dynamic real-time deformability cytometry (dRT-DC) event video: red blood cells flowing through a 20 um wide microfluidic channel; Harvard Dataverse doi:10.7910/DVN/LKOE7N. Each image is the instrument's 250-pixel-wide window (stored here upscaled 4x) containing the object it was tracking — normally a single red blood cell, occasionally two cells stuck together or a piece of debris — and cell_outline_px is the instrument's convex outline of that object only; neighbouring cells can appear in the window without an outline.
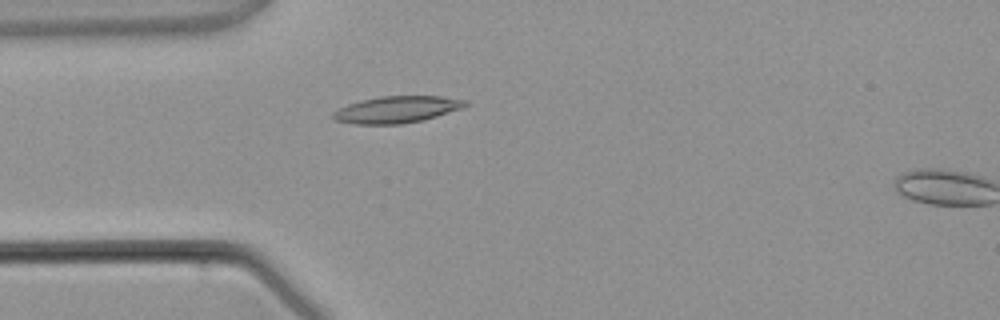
{"species": "common noctule bat (a hibernating species)", "species_latin": "Nyctalus noctula", "temperature_condition": "warm", "stored_images_in_passage": 4, "camera_frame_rate_fps": 3000, "um_per_image_px": 0.085, "animal": {"sex": "male", "body_mass_g": 21.5, "forearm_length_mm": 52.0}, "frame": {"image": 1, "passage_image": 3, "time_ms": 3.333, "image_size_px": [1000, 320], "cell_outline_px": [[468, 104], [464, 108], [424, 120], [400, 124], [356, 124], [336, 120], [332, 116], [332, 112], [348, 104], [360, 100], [380, 96], [440, 96], [468, 100]], "centroid_in_image_um": [33.77, 9.3], "position_along_channel_um": 51.2, "area_um2": 20.69}}